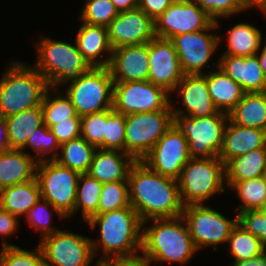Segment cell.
<instances>
[{
    "label": "cell",
    "mask_w": 266,
    "mask_h": 266,
    "mask_svg": "<svg viewBox=\"0 0 266 266\" xmlns=\"http://www.w3.org/2000/svg\"><path fill=\"white\" fill-rule=\"evenodd\" d=\"M261 31L248 23H239L228 30L227 49L222 54L233 56H251L259 52L262 46Z\"/></svg>",
    "instance_id": "31"
},
{
    "label": "cell",
    "mask_w": 266,
    "mask_h": 266,
    "mask_svg": "<svg viewBox=\"0 0 266 266\" xmlns=\"http://www.w3.org/2000/svg\"><path fill=\"white\" fill-rule=\"evenodd\" d=\"M39 41V42H38ZM36 42L38 59L35 69L53 89L77 80L91 66L78 50L77 44L42 38ZM59 86V87H58Z\"/></svg>",
    "instance_id": "5"
},
{
    "label": "cell",
    "mask_w": 266,
    "mask_h": 266,
    "mask_svg": "<svg viewBox=\"0 0 266 266\" xmlns=\"http://www.w3.org/2000/svg\"><path fill=\"white\" fill-rule=\"evenodd\" d=\"M190 159L186 137L172 124L141 161L160 175L178 179Z\"/></svg>",
    "instance_id": "15"
},
{
    "label": "cell",
    "mask_w": 266,
    "mask_h": 266,
    "mask_svg": "<svg viewBox=\"0 0 266 266\" xmlns=\"http://www.w3.org/2000/svg\"><path fill=\"white\" fill-rule=\"evenodd\" d=\"M171 95L147 81L114 82L113 110L126 115L172 110Z\"/></svg>",
    "instance_id": "11"
},
{
    "label": "cell",
    "mask_w": 266,
    "mask_h": 266,
    "mask_svg": "<svg viewBox=\"0 0 266 266\" xmlns=\"http://www.w3.org/2000/svg\"><path fill=\"white\" fill-rule=\"evenodd\" d=\"M174 1H190V0H174Z\"/></svg>",
    "instance_id": "57"
},
{
    "label": "cell",
    "mask_w": 266,
    "mask_h": 266,
    "mask_svg": "<svg viewBox=\"0 0 266 266\" xmlns=\"http://www.w3.org/2000/svg\"><path fill=\"white\" fill-rule=\"evenodd\" d=\"M96 147L89 144L82 136L60 145V156L54 160L59 164L77 171L88 173Z\"/></svg>",
    "instance_id": "32"
},
{
    "label": "cell",
    "mask_w": 266,
    "mask_h": 266,
    "mask_svg": "<svg viewBox=\"0 0 266 266\" xmlns=\"http://www.w3.org/2000/svg\"><path fill=\"white\" fill-rule=\"evenodd\" d=\"M129 202L145 226L150 219L182 216L177 179L160 175L136 161L128 175Z\"/></svg>",
    "instance_id": "1"
},
{
    "label": "cell",
    "mask_w": 266,
    "mask_h": 266,
    "mask_svg": "<svg viewBox=\"0 0 266 266\" xmlns=\"http://www.w3.org/2000/svg\"><path fill=\"white\" fill-rule=\"evenodd\" d=\"M237 223L258 237L266 249V205L261 210L243 211L237 214Z\"/></svg>",
    "instance_id": "44"
},
{
    "label": "cell",
    "mask_w": 266,
    "mask_h": 266,
    "mask_svg": "<svg viewBox=\"0 0 266 266\" xmlns=\"http://www.w3.org/2000/svg\"><path fill=\"white\" fill-rule=\"evenodd\" d=\"M18 217L0 207V236L6 238L13 235L18 229Z\"/></svg>",
    "instance_id": "48"
},
{
    "label": "cell",
    "mask_w": 266,
    "mask_h": 266,
    "mask_svg": "<svg viewBox=\"0 0 266 266\" xmlns=\"http://www.w3.org/2000/svg\"><path fill=\"white\" fill-rule=\"evenodd\" d=\"M126 116L113 110H107L103 149L125 152Z\"/></svg>",
    "instance_id": "40"
},
{
    "label": "cell",
    "mask_w": 266,
    "mask_h": 266,
    "mask_svg": "<svg viewBox=\"0 0 266 266\" xmlns=\"http://www.w3.org/2000/svg\"><path fill=\"white\" fill-rule=\"evenodd\" d=\"M90 228L99 224L100 239L91 240L96 255L98 247L104 253L100 260L112 257H130L140 254L142 244V221L132 207L109 211L93 216L88 222ZM106 255V256H105Z\"/></svg>",
    "instance_id": "2"
},
{
    "label": "cell",
    "mask_w": 266,
    "mask_h": 266,
    "mask_svg": "<svg viewBox=\"0 0 266 266\" xmlns=\"http://www.w3.org/2000/svg\"><path fill=\"white\" fill-rule=\"evenodd\" d=\"M175 91L180 95L184 109L180 107L176 110L172 105L173 115L200 118L219 112L208 92L206 72L204 74H185L177 84Z\"/></svg>",
    "instance_id": "19"
},
{
    "label": "cell",
    "mask_w": 266,
    "mask_h": 266,
    "mask_svg": "<svg viewBox=\"0 0 266 266\" xmlns=\"http://www.w3.org/2000/svg\"><path fill=\"white\" fill-rule=\"evenodd\" d=\"M131 207L129 202L128 181L103 183L98 214Z\"/></svg>",
    "instance_id": "38"
},
{
    "label": "cell",
    "mask_w": 266,
    "mask_h": 266,
    "mask_svg": "<svg viewBox=\"0 0 266 266\" xmlns=\"http://www.w3.org/2000/svg\"><path fill=\"white\" fill-rule=\"evenodd\" d=\"M228 114L218 112L207 117L173 115V124L186 137L191 158L218 157Z\"/></svg>",
    "instance_id": "8"
},
{
    "label": "cell",
    "mask_w": 266,
    "mask_h": 266,
    "mask_svg": "<svg viewBox=\"0 0 266 266\" xmlns=\"http://www.w3.org/2000/svg\"><path fill=\"white\" fill-rule=\"evenodd\" d=\"M94 266H110L105 260H98Z\"/></svg>",
    "instance_id": "55"
},
{
    "label": "cell",
    "mask_w": 266,
    "mask_h": 266,
    "mask_svg": "<svg viewBox=\"0 0 266 266\" xmlns=\"http://www.w3.org/2000/svg\"><path fill=\"white\" fill-rule=\"evenodd\" d=\"M27 147L33 149L37 153L35 155L37 162L49 159L54 160L57 156H59L57 149H60V144L58 143L56 136L45 124L36 128L30 134L25 146L21 150L24 151ZM42 154H51V157L47 158L42 156Z\"/></svg>",
    "instance_id": "39"
},
{
    "label": "cell",
    "mask_w": 266,
    "mask_h": 266,
    "mask_svg": "<svg viewBox=\"0 0 266 266\" xmlns=\"http://www.w3.org/2000/svg\"><path fill=\"white\" fill-rule=\"evenodd\" d=\"M3 240L0 266H45L39 244L35 250L29 251Z\"/></svg>",
    "instance_id": "37"
},
{
    "label": "cell",
    "mask_w": 266,
    "mask_h": 266,
    "mask_svg": "<svg viewBox=\"0 0 266 266\" xmlns=\"http://www.w3.org/2000/svg\"><path fill=\"white\" fill-rule=\"evenodd\" d=\"M214 21L243 12L241 0H193Z\"/></svg>",
    "instance_id": "45"
},
{
    "label": "cell",
    "mask_w": 266,
    "mask_h": 266,
    "mask_svg": "<svg viewBox=\"0 0 266 266\" xmlns=\"http://www.w3.org/2000/svg\"><path fill=\"white\" fill-rule=\"evenodd\" d=\"M265 181H266V167H265V170H264V175H263Z\"/></svg>",
    "instance_id": "56"
},
{
    "label": "cell",
    "mask_w": 266,
    "mask_h": 266,
    "mask_svg": "<svg viewBox=\"0 0 266 266\" xmlns=\"http://www.w3.org/2000/svg\"><path fill=\"white\" fill-rule=\"evenodd\" d=\"M214 20L193 0L174 1L157 19L156 36L164 39L207 29Z\"/></svg>",
    "instance_id": "16"
},
{
    "label": "cell",
    "mask_w": 266,
    "mask_h": 266,
    "mask_svg": "<svg viewBox=\"0 0 266 266\" xmlns=\"http://www.w3.org/2000/svg\"><path fill=\"white\" fill-rule=\"evenodd\" d=\"M118 13L111 0H87L82 9L80 19L87 24L107 27Z\"/></svg>",
    "instance_id": "41"
},
{
    "label": "cell",
    "mask_w": 266,
    "mask_h": 266,
    "mask_svg": "<svg viewBox=\"0 0 266 266\" xmlns=\"http://www.w3.org/2000/svg\"><path fill=\"white\" fill-rule=\"evenodd\" d=\"M182 217L197 250L209 246H214L213 250H216L219 244L227 243L231 230L237 224V216L230 220L204 204L184 206Z\"/></svg>",
    "instance_id": "12"
},
{
    "label": "cell",
    "mask_w": 266,
    "mask_h": 266,
    "mask_svg": "<svg viewBox=\"0 0 266 266\" xmlns=\"http://www.w3.org/2000/svg\"><path fill=\"white\" fill-rule=\"evenodd\" d=\"M52 90V87L46 90L41 104L44 124L48 128L58 122L69 121V118H81L77 115L75 107L67 95L62 96L59 93L56 94L58 96L55 95L54 97V93H51Z\"/></svg>",
    "instance_id": "35"
},
{
    "label": "cell",
    "mask_w": 266,
    "mask_h": 266,
    "mask_svg": "<svg viewBox=\"0 0 266 266\" xmlns=\"http://www.w3.org/2000/svg\"><path fill=\"white\" fill-rule=\"evenodd\" d=\"M266 41V40H265ZM262 48L260 54L257 53V57L260 63V66L262 68L263 74L266 76V42L265 45Z\"/></svg>",
    "instance_id": "54"
},
{
    "label": "cell",
    "mask_w": 266,
    "mask_h": 266,
    "mask_svg": "<svg viewBox=\"0 0 266 266\" xmlns=\"http://www.w3.org/2000/svg\"><path fill=\"white\" fill-rule=\"evenodd\" d=\"M81 118H69V121L58 122L50 130L60 145L81 136Z\"/></svg>",
    "instance_id": "46"
},
{
    "label": "cell",
    "mask_w": 266,
    "mask_h": 266,
    "mask_svg": "<svg viewBox=\"0 0 266 266\" xmlns=\"http://www.w3.org/2000/svg\"><path fill=\"white\" fill-rule=\"evenodd\" d=\"M149 227L142 226L141 253L151 262L189 263L197 248L190 236L185 219H150ZM185 223V224H184Z\"/></svg>",
    "instance_id": "3"
},
{
    "label": "cell",
    "mask_w": 266,
    "mask_h": 266,
    "mask_svg": "<svg viewBox=\"0 0 266 266\" xmlns=\"http://www.w3.org/2000/svg\"><path fill=\"white\" fill-rule=\"evenodd\" d=\"M64 91L78 116L99 113L113 107L114 81L108 67H91Z\"/></svg>",
    "instance_id": "7"
},
{
    "label": "cell",
    "mask_w": 266,
    "mask_h": 266,
    "mask_svg": "<svg viewBox=\"0 0 266 266\" xmlns=\"http://www.w3.org/2000/svg\"><path fill=\"white\" fill-rule=\"evenodd\" d=\"M233 262L250 260L266 251L258 237L246 231L238 223L233 227L227 240Z\"/></svg>",
    "instance_id": "34"
},
{
    "label": "cell",
    "mask_w": 266,
    "mask_h": 266,
    "mask_svg": "<svg viewBox=\"0 0 266 266\" xmlns=\"http://www.w3.org/2000/svg\"><path fill=\"white\" fill-rule=\"evenodd\" d=\"M231 266H266V251L256 258L233 262Z\"/></svg>",
    "instance_id": "51"
},
{
    "label": "cell",
    "mask_w": 266,
    "mask_h": 266,
    "mask_svg": "<svg viewBox=\"0 0 266 266\" xmlns=\"http://www.w3.org/2000/svg\"><path fill=\"white\" fill-rule=\"evenodd\" d=\"M110 266H150L151 261L142 254L130 257H110L105 260Z\"/></svg>",
    "instance_id": "49"
},
{
    "label": "cell",
    "mask_w": 266,
    "mask_h": 266,
    "mask_svg": "<svg viewBox=\"0 0 266 266\" xmlns=\"http://www.w3.org/2000/svg\"><path fill=\"white\" fill-rule=\"evenodd\" d=\"M79 176V172L51 159L39 161L36 166L35 177L41 198L54 206L65 219L74 215Z\"/></svg>",
    "instance_id": "9"
},
{
    "label": "cell",
    "mask_w": 266,
    "mask_h": 266,
    "mask_svg": "<svg viewBox=\"0 0 266 266\" xmlns=\"http://www.w3.org/2000/svg\"><path fill=\"white\" fill-rule=\"evenodd\" d=\"M11 149H22L30 134L44 124L41 106L23 110L5 118Z\"/></svg>",
    "instance_id": "30"
},
{
    "label": "cell",
    "mask_w": 266,
    "mask_h": 266,
    "mask_svg": "<svg viewBox=\"0 0 266 266\" xmlns=\"http://www.w3.org/2000/svg\"><path fill=\"white\" fill-rule=\"evenodd\" d=\"M9 65L0 79V117L4 118L41 106L50 87L34 67L20 61Z\"/></svg>",
    "instance_id": "4"
},
{
    "label": "cell",
    "mask_w": 266,
    "mask_h": 266,
    "mask_svg": "<svg viewBox=\"0 0 266 266\" xmlns=\"http://www.w3.org/2000/svg\"><path fill=\"white\" fill-rule=\"evenodd\" d=\"M228 116L239 126L266 130V92L245 93Z\"/></svg>",
    "instance_id": "29"
},
{
    "label": "cell",
    "mask_w": 266,
    "mask_h": 266,
    "mask_svg": "<svg viewBox=\"0 0 266 266\" xmlns=\"http://www.w3.org/2000/svg\"><path fill=\"white\" fill-rule=\"evenodd\" d=\"M40 198V187L35 177L30 181L1 189L0 207L19 218L25 216Z\"/></svg>",
    "instance_id": "27"
},
{
    "label": "cell",
    "mask_w": 266,
    "mask_h": 266,
    "mask_svg": "<svg viewBox=\"0 0 266 266\" xmlns=\"http://www.w3.org/2000/svg\"><path fill=\"white\" fill-rule=\"evenodd\" d=\"M177 181L183 206L206 204L214 194L225 192V164L219 157L191 158Z\"/></svg>",
    "instance_id": "6"
},
{
    "label": "cell",
    "mask_w": 266,
    "mask_h": 266,
    "mask_svg": "<svg viewBox=\"0 0 266 266\" xmlns=\"http://www.w3.org/2000/svg\"><path fill=\"white\" fill-rule=\"evenodd\" d=\"M91 238L58 230L39 242L45 266H89L95 258Z\"/></svg>",
    "instance_id": "13"
},
{
    "label": "cell",
    "mask_w": 266,
    "mask_h": 266,
    "mask_svg": "<svg viewBox=\"0 0 266 266\" xmlns=\"http://www.w3.org/2000/svg\"><path fill=\"white\" fill-rule=\"evenodd\" d=\"M107 110L87 114L81 117V136L96 148L103 149V135L105 134V122Z\"/></svg>",
    "instance_id": "43"
},
{
    "label": "cell",
    "mask_w": 266,
    "mask_h": 266,
    "mask_svg": "<svg viewBox=\"0 0 266 266\" xmlns=\"http://www.w3.org/2000/svg\"><path fill=\"white\" fill-rule=\"evenodd\" d=\"M217 66L239 84L245 93L266 92V76L257 54L246 57L222 54Z\"/></svg>",
    "instance_id": "21"
},
{
    "label": "cell",
    "mask_w": 266,
    "mask_h": 266,
    "mask_svg": "<svg viewBox=\"0 0 266 266\" xmlns=\"http://www.w3.org/2000/svg\"><path fill=\"white\" fill-rule=\"evenodd\" d=\"M148 58V81L171 94L185 75L173 42L160 37L152 39L148 42Z\"/></svg>",
    "instance_id": "17"
},
{
    "label": "cell",
    "mask_w": 266,
    "mask_h": 266,
    "mask_svg": "<svg viewBox=\"0 0 266 266\" xmlns=\"http://www.w3.org/2000/svg\"><path fill=\"white\" fill-rule=\"evenodd\" d=\"M11 149L8 140V128L4 117H0V153Z\"/></svg>",
    "instance_id": "50"
},
{
    "label": "cell",
    "mask_w": 266,
    "mask_h": 266,
    "mask_svg": "<svg viewBox=\"0 0 266 266\" xmlns=\"http://www.w3.org/2000/svg\"><path fill=\"white\" fill-rule=\"evenodd\" d=\"M103 183L91 177L88 173L80 174L77 184L74 213L81 208L82 217L88 222L98 214V205Z\"/></svg>",
    "instance_id": "33"
},
{
    "label": "cell",
    "mask_w": 266,
    "mask_h": 266,
    "mask_svg": "<svg viewBox=\"0 0 266 266\" xmlns=\"http://www.w3.org/2000/svg\"><path fill=\"white\" fill-rule=\"evenodd\" d=\"M50 208L53 209L52 211H55V214L58 215L59 219L65 218L54 206L42 198H40L25 215L29 226L31 225L36 230L40 231L41 239L59 230L56 229V227L51 226L50 222L52 213L49 212Z\"/></svg>",
    "instance_id": "42"
},
{
    "label": "cell",
    "mask_w": 266,
    "mask_h": 266,
    "mask_svg": "<svg viewBox=\"0 0 266 266\" xmlns=\"http://www.w3.org/2000/svg\"><path fill=\"white\" fill-rule=\"evenodd\" d=\"M266 167V147L230 159L225 164V183L230 187L236 181L262 177Z\"/></svg>",
    "instance_id": "28"
},
{
    "label": "cell",
    "mask_w": 266,
    "mask_h": 266,
    "mask_svg": "<svg viewBox=\"0 0 266 266\" xmlns=\"http://www.w3.org/2000/svg\"><path fill=\"white\" fill-rule=\"evenodd\" d=\"M37 163L35 157L21 149L0 153V190L34 179Z\"/></svg>",
    "instance_id": "25"
},
{
    "label": "cell",
    "mask_w": 266,
    "mask_h": 266,
    "mask_svg": "<svg viewBox=\"0 0 266 266\" xmlns=\"http://www.w3.org/2000/svg\"><path fill=\"white\" fill-rule=\"evenodd\" d=\"M107 30L112 49L141 45L157 37L155 20L140 8L119 12Z\"/></svg>",
    "instance_id": "18"
},
{
    "label": "cell",
    "mask_w": 266,
    "mask_h": 266,
    "mask_svg": "<svg viewBox=\"0 0 266 266\" xmlns=\"http://www.w3.org/2000/svg\"><path fill=\"white\" fill-rule=\"evenodd\" d=\"M75 42L78 50L91 67H108L112 47L108 38L106 26L82 23L79 27ZM107 52L108 57L100 59V55Z\"/></svg>",
    "instance_id": "24"
},
{
    "label": "cell",
    "mask_w": 266,
    "mask_h": 266,
    "mask_svg": "<svg viewBox=\"0 0 266 266\" xmlns=\"http://www.w3.org/2000/svg\"><path fill=\"white\" fill-rule=\"evenodd\" d=\"M108 68L114 82L147 81L148 42L113 49Z\"/></svg>",
    "instance_id": "20"
},
{
    "label": "cell",
    "mask_w": 266,
    "mask_h": 266,
    "mask_svg": "<svg viewBox=\"0 0 266 266\" xmlns=\"http://www.w3.org/2000/svg\"><path fill=\"white\" fill-rule=\"evenodd\" d=\"M219 26L218 19L207 29L180 34L171 39L185 74H204L203 69L206 66L210 68L209 60L218 49L221 36L209 32Z\"/></svg>",
    "instance_id": "14"
},
{
    "label": "cell",
    "mask_w": 266,
    "mask_h": 266,
    "mask_svg": "<svg viewBox=\"0 0 266 266\" xmlns=\"http://www.w3.org/2000/svg\"><path fill=\"white\" fill-rule=\"evenodd\" d=\"M206 80L210 97L220 112L229 114L245 94L242 87L218 66L216 71L206 73Z\"/></svg>",
    "instance_id": "26"
},
{
    "label": "cell",
    "mask_w": 266,
    "mask_h": 266,
    "mask_svg": "<svg viewBox=\"0 0 266 266\" xmlns=\"http://www.w3.org/2000/svg\"><path fill=\"white\" fill-rule=\"evenodd\" d=\"M266 147V130L243 127L230 119L224 129L223 144L218 157L226 164L230 159Z\"/></svg>",
    "instance_id": "22"
},
{
    "label": "cell",
    "mask_w": 266,
    "mask_h": 266,
    "mask_svg": "<svg viewBox=\"0 0 266 266\" xmlns=\"http://www.w3.org/2000/svg\"><path fill=\"white\" fill-rule=\"evenodd\" d=\"M174 2V0H138V8L150 18L157 19Z\"/></svg>",
    "instance_id": "47"
},
{
    "label": "cell",
    "mask_w": 266,
    "mask_h": 266,
    "mask_svg": "<svg viewBox=\"0 0 266 266\" xmlns=\"http://www.w3.org/2000/svg\"><path fill=\"white\" fill-rule=\"evenodd\" d=\"M136 160L119 150L97 148L88 174L101 183L127 181L130 168Z\"/></svg>",
    "instance_id": "23"
},
{
    "label": "cell",
    "mask_w": 266,
    "mask_h": 266,
    "mask_svg": "<svg viewBox=\"0 0 266 266\" xmlns=\"http://www.w3.org/2000/svg\"><path fill=\"white\" fill-rule=\"evenodd\" d=\"M243 11L253 7L260 8L261 11L266 13V0H241Z\"/></svg>",
    "instance_id": "53"
},
{
    "label": "cell",
    "mask_w": 266,
    "mask_h": 266,
    "mask_svg": "<svg viewBox=\"0 0 266 266\" xmlns=\"http://www.w3.org/2000/svg\"><path fill=\"white\" fill-rule=\"evenodd\" d=\"M172 124V110L126 115L125 153L141 161Z\"/></svg>",
    "instance_id": "10"
},
{
    "label": "cell",
    "mask_w": 266,
    "mask_h": 266,
    "mask_svg": "<svg viewBox=\"0 0 266 266\" xmlns=\"http://www.w3.org/2000/svg\"><path fill=\"white\" fill-rule=\"evenodd\" d=\"M118 12L138 8V0H111Z\"/></svg>",
    "instance_id": "52"
},
{
    "label": "cell",
    "mask_w": 266,
    "mask_h": 266,
    "mask_svg": "<svg viewBox=\"0 0 266 266\" xmlns=\"http://www.w3.org/2000/svg\"><path fill=\"white\" fill-rule=\"evenodd\" d=\"M237 192L243 204L237 207L238 213L249 210H261L266 205V181L264 177L236 181L230 187Z\"/></svg>",
    "instance_id": "36"
}]
</instances>
